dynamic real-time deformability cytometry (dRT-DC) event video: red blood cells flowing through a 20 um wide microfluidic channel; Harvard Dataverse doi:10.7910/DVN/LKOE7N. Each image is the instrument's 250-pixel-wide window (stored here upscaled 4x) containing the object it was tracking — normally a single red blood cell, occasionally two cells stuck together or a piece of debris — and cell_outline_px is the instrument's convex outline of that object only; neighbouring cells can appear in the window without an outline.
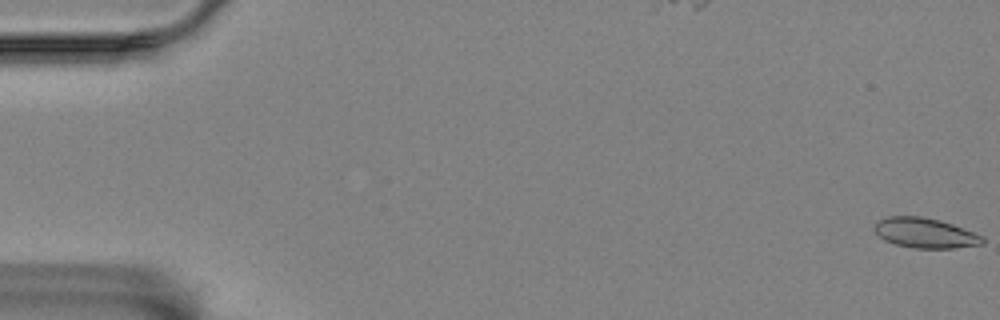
{"species": "Egyptian fruit bat (a non-hibernating species)", "species_latin": "Rousettus aegyptiacus", "temperature_condition": "room temperature", "stored_images_in_passage": 58, "camera_frame_rate_fps": 3000, "um_per_image_px": 0.085, "animal": {"sex": "female"}, "frame": {"image": 1, "passage_image": 1, "time_ms": 0.0, "image_size_px": [1000, 320], "cell_outline_px": [[984, 244], [956, 248], [912, 248], [896, 244], [884, 240], [872, 228], [880, 220], [888, 216], [920, 216], [940, 220], [952, 224], [984, 236]], "centroid_in_image_um": [78.66, 19.81], "position_along_channel_um": 6.3, "area_um2": 18.9}}
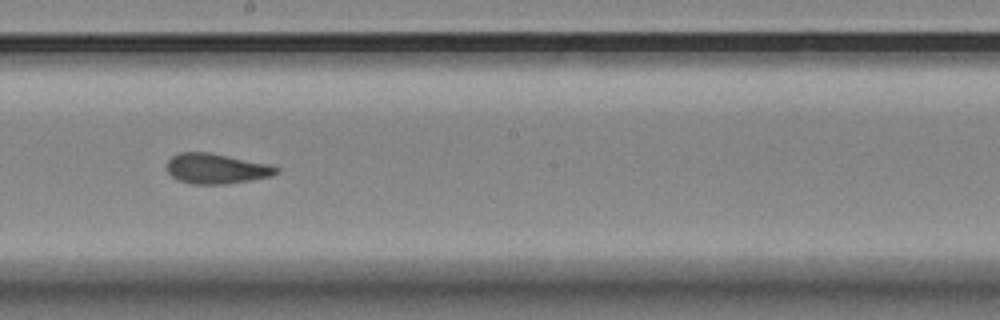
{"frame": {"image": 2, "passage_image": 33, "time_ms": 10.667, "image_size_px": [1000, 320], "cell_outline_px": [[280, 168], [272, 176], [224, 184], [192, 184], [180, 180], [172, 176], [168, 172], [168, 160], [172, 156], [180, 152], [208, 152], [268, 164]], "centroid_in_image_um": [18.37, 14.33], "position_along_channel_um": 229.8, "area_um2": 18.9}}
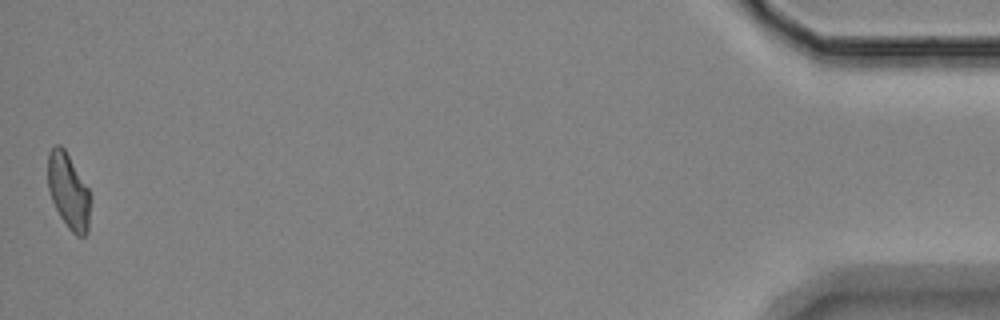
{"frame": {"image": 3, "passage_image": 58, "time_ms": 19.0, "image_size_px": [1000, 320], "cell_outline_px": [[92, 196], [88, 232], [84, 236], [76, 236], [68, 228], [60, 216], [52, 200], [48, 188], [48, 152], [56, 144], [60, 144], [64, 148], [88, 188]], "centroid_in_image_um": [5.85, 16.27], "position_along_channel_um": 429.4, "area_um2": 18.84}, "authors_computed_cell_mechanics": {"area_um2": 19.1607, "velocity_mm_per_s": 3.4717, "shape_relaxation_time_tau1_ms": null, "shape_relaxation_time_tau2_ms": 1.9742, "deformation_change_tau1": null, "deformation_change_tau2": 0.0719}}